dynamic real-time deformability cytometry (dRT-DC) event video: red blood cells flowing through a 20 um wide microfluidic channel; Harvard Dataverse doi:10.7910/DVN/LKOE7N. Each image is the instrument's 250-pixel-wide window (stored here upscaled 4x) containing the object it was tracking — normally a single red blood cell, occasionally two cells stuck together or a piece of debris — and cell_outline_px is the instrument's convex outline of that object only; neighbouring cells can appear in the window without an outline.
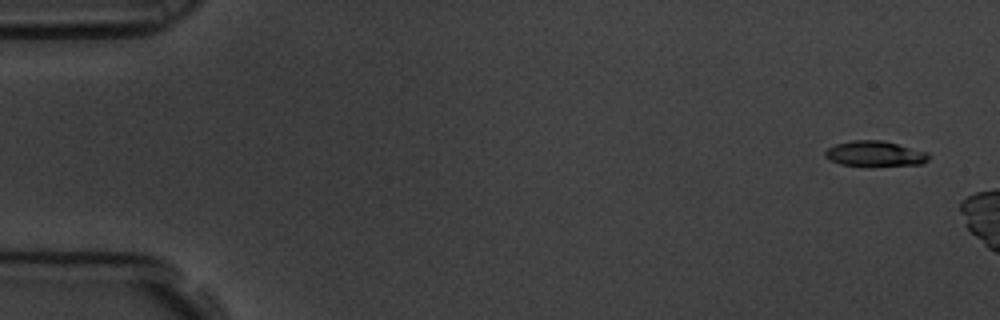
{"species": "common noctule bat (a hibernating species)", "species_latin": "Nyctalus noctula", "temperature_condition": "room temperature", "stored_images_in_passage": 3, "camera_frame_rate_fps": 3000, "um_per_image_px": 0.085, "animal": {"sex": "male", "body_mass_g": 19.5, "forearm_length_mm": 54.6}, "frame": {"image": 1, "passage_image": 1, "time_ms": 0.0, "image_size_px": [1000, 320], "cell_outline_px": [[928, 160], [920, 164], [868, 168], [840, 164], [824, 156], [824, 152], [828, 148], [836, 144], [852, 140], [880, 140], [928, 152]], "centroid_in_image_um": [74.35, 13.1], "position_along_channel_um": 10.7, "area_um2": 15.66}}